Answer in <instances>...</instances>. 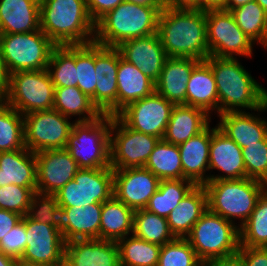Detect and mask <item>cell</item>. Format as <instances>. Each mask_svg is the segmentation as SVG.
<instances>
[{
  "label": "cell",
  "instance_id": "6da1fadb",
  "mask_svg": "<svg viewBox=\"0 0 267 266\" xmlns=\"http://www.w3.org/2000/svg\"><path fill=\"white\" fill-rule=\"evenodd\" d=\"M218 92V115L247 109L267 112V89L262 87L236 58L209 56ZM246 109V110H245Z\"/></svg>",
  "mask_w": 267,
  "mask_h": 266
},
{
  "label": "cell",
  "instance_id": "7a4b0ae2",
  "mask_svg": "<svg viewBox=\"0 0 267 266\" xmlns=\"http://www.w3.org/2000/svg\"><path fill=\"white\" fill-rule=\"evenodd\" d=\"M157 34L168 57H190L200 61L209 57L205 11L161 10Z\"/></svg>",
  "mask_w": 267,
  "mask_h": 266
},
{
  "label": "cell",
  "instance_id": "3957f363",
  "mask_svg": "<svg viewBox=\"0 0 267 266\" xmlns=\"http://www.w3.org/2000/svg\"><path fill=\"white\" fill-rule=\"evenodd\" d=\"M40 29L56 46L94 42L86 0H40Z\"/></svg>",
  "mask_w": 267,
  "mask_h": 266
},
{
  "label": "cell",
  "instance_id": "277c9868",
  "mask_svg": "<svg viewBox=\"0 0 267 266\" xmlns=\"http://www.w3.org/2000/svg\"><path fill=\"white\" fill-rule=\"evenodd\" d=\"M164 7L123 1L95 23L94 42L116 48L124 41L156 34Z\"/></svg>",
  "mask_w": 267,
  "mask_h": 266
},
{
  "label": "cell",
  "instance_id": "5b68a950",
  "mask_svg": "<svg viewBox=\"0 0 267 266\" xmlns=\"http://www.w3.org/2000/svg\"><path fill=\"white\" fill-rule=\"evenodd\" d=\"M207 192L208 209L239 228L248 220L257 200L267 184L252 178L208 181L203 185ZM240 219V224L235 223Z\"/></svg>",
  "mask_w": 267,
  "mask_h": 266
},
{
  "label": "cell",
  "instance_id": "8992f818",
  "mask_svg": "<svg viewBox=\"0 0 267 266\" xmlns=\"http://www.w3.org/2000/svg\"><path fill=\"white\" fill-rule=\"evenodd\" d=\"M202 262H213L237 255L239 227L207 209L185 237Z\"/></svg>",
  "mask_w": 267,
  "mask_h": 266
},
{
  "label": "cell",
  "instance_id": "52a82bcc",
  "mask_svg": "<svg viewBox=\"0 0 267 266\" xmlns=\"http://www.w3.org/2000/svg\"><path fill=\"white\" fill-rule=\"evenodd\" d=\"M112 115L102 114L88 122H75L65 149L79 168L110 167Z\"/></svg>",
  "mask_w": 267,
  "mask_h": 266
},
{
  "label": "cell",
  "instance_id": "ba28073f",
  "mask_svg": "<svg viewBox=\"0 0 267 266\" xmlns=\"http://www.w3.org/2000/svg\"><path fill=\"white\" fill-rule=\"evenodd\" d=\"M56 45L41 29L30 33L0 34V52L10 74L47 69Z\"/></svg>",
  "mask_w": 267,
  "mask_h": 266
},
{
  "label": "cell",
  "instance_id": "9c48e42d",
  "mask_svg": "<svg viewBox=\"0 0 267 266\" xmlns=\"http://www.w3.org/2000/svg\"><path fill=\"white\" fill-rule=\"evenodd\" d=\"M54 95L55 87L47 69L17 71L9 75L5 102L25 115L53 109Z\"/></svg>",
  "mask_w": 267,
  "mask_h": 266
},
{
  "label": "cell",
  "instance_id": "30bf717a",
  "mask_svg": "<svg viewBox=\"0 0 267 266\" xmlns=\"http://www.w3.org/2000/svg\"><path fill=\"white\" fill-rule=\"evenodd\" d=\"M59 207H86L102 204L113 196L111 167L80 168L65 186L55 193Z\"/></svg>",
  "mask_w": 267,
  "mask_h": 266
},
{
  "label": "cell",
  "instance_id": "8fae6325",
  "mask_svg": "<svg viewBox=\"0 0 267 266\" xmlns=\"http://www.w3.org/2000/svg\"><path fill=\"white\" fill-rule=\"evenodd\" d=\"M205 16L209 56L218 58L252 56L255 43L238 27L230 11L207 10Z\"/></svg>",
  "mask_w": 267,
  "mask_h": 266
},
{
  "label": "cell",
  "instance_id": "7c38bea8",
  "mask_svg": "<svg viewBox=\"0 0 267 266\" xmlns=\"http://www.w3.org/2000/svg\"><path fill=\"white\" fill-rule=\"evenodd\" d=\"M160 138L129 128L117 115L110 128V167H144Z\"/></svg>",
  "mask_w": 267,
  "mask_h": 266
},
{
  "label": "cell",
  "instance_id": "4fadbf2b",
  "mask_svg": "<svg viewBox=\"0 0 267 266\" xmlns=\"http://www.w3.org/2000/svg\"><path fill=\"white\" fill-rule=\"evenodd\" d=\"M55 109L24 115V144L33 153L66 147L73 124Z\"/></svg>",
  "mask_w": 267,
  "mask_h": 266
},
{
  "label": "cell",
  "instance_id": "5bb4252c",
  "mask_svg": "<svg viewBox=\"0 0 267 266\" xmlns=\"http://www.w3.org/2000/svg\"><path fill=\"white\" fill-rule=\"evenodd\" d=\"M26 223V249L20 266H57L64 262L65 241L61 229L22 217Z\"/></svg>",
  "mask_w": 267,
  "mask_h": 266
},
{
  "label": "cell",
  "instance_id": "9a60e30c",
  "mask_svg": "<svg viewBox=\"0 0 267 266\" xmlns=\"http://www.w3.org/2000/svg\"><path fill=\"white\" fill-rule=\"evenodd\" d=\"M174 104L154 91L131 102L117 116L131 129L163 139Z\"/></svg>",
  "mask_w": 267,
  "mask_h": 266
},
{
  "label": "cell",
  "instance_id": "2e32d148",
  "mask_svg": "<svg viewBox=\"0 0 267 266\" xmlns=\"http://www.w3.org/2000/svg\"><path fill=\"white\" fill-rule=\"evenodd\" d=\"M121 57L117 48L95 43L97 85L91 100L102 114L112 116L118 114L117 69Z\"/></svg>",
  "mask_w": 267,
  "mask_h": 266
},
{
  "label": "cell",
  "instance_id": "e0dca14e",
  "mask_svg": "<svg viewBox=\"0 0 267 266\" xmlns=\"http://www.w3.org/2000/svg\"><path fill=\"white\" fill-rule=\"evenodd\" d=\"M160 181L144 167L113 170V196L133 211L145 209Z\"/></svg>",
  "mask_w": 267,
  "mask_h": 266
},
{
  "label": "cell",
  "instance_id": "ac0fdd59",
  "mask_svg": "<svg viewBox=\"0 0 267 266\" xmlns=\"http://www.w3.org/2000/svg\"><path fill=\"white\" fill-rule=\"evenodd\" d=\"M37 192L55 194L80 169L77 162L65 149L36 152Z\"/></svg>",
  "mask_w": 267,
  "mask_h": 266
},
{
  "label": "cell",
  "instance_id": "d6986e66",
  "mask_svg": "<svg viewBox=\"0 0 267 266\" xmlns=\"http://www.w3.org/2000/svg\"><path fill=\"white\" fill-rule=\"evenodd\" d=\"M116 48L124 60L134 64L154 83L158 81L168 56L157 33L124 41Z\"/></svg>",
  "mask_w": 267,
  "mask_h": 266
},
{
  "label": "cell",
  "instance_id": "ffe728a7",
  "mask_svg": "<svg viewBox=\"0 0 267 266\" xmlns=\"http://www.w3.org/2000/svg\"><path fill=\"white\" fill-rule=\"evenodd\" d=\"M213 169H218L223 174L209 175V181L246 178L242 148L217 125L211 129L209 171Z\"/></svg>",
  "mask_w": 267,
  "mask_h": 266
},
{
  "label": "cell",
  "instance_id": "44dd1931",
  "mask_svg": "<svg viewBox=\"0 0 267 266\" xmlns=\"http://www.w3.org/2000/svg\"><path fill=\"white\" fill-rule=\"evenodd\" d=\"M64 262L69 266H120L118 246L102 239L66 242Z\"/></svg>",
  "mask_w": 267,
  "mask_h": 266
},
{
  "label": "cell",
  "instance_id": "7402d4cb",
  "mask_svg": "<svg viewBox=\"0 0 267 266\" xmlns=\"http://www.w3.org/2000/svg\"><path fill=\"white\" fill-rule=\"evenodd\" d=\"M211 127L210 124L199 134L178 145L182 162V179H188L196 185L209 181Z\"/></svg>",
  "mask_w": 267,
  "mask_h": 266
},
{
  "label": "cell",
  "instance_id": "603a6c76",
  "mask_svg": "<svg viewBox=\"0 0 267 266\" xmlns=\"http://www.w3.org/2000/svg\"><path fill=\"white\" fill-rule=\"evenodd\" d=\"M199 61L190 57H168L155 83V91L174 105H186L187 83Z\"/></svg>",
  "mask_w": 267,
  "mask_h": 266
},
{
  "label": "cell",
  "instance_id": "cb8c5ba5",
  "mask_svg": "<svg viewBox=\"0 0 267 266\" xmlns=\"http://www.w3.org/2000/svg\"><path fill=\"white\" fill-rule=\"evenodd\" d=\"M60 208L61 233L65 242L100 239L102 204Z\"/></svg>",
  "mask_w": 267,
  "mask_h": 266
},
{
  "label": "cell",
  "instance_id": "d4e9b609",
  "mask_svg": "<svg viewBox=\"0 0 267 266\" xmlns=\"http://www.w3.org/2000/svg\"><path fill=\"white\" fill-rule=\"evenodd\" d=\"M217 116L220 118L217 127L241 148L259 144L267 136L265 117L246 111L227 112Z\"/></svg>",
  "mask_w": 267,
  "mask_h": 266
},
{
  "label": "cell",
  "instance_id": "484cf974",
  "mask_svg": "<svg viewBox=\"0 0 267 266\" xmlns=\"http://www.w3.org/2000/svg\"><path fill=\"white\" fill-rule=\"evenodd\" d=\"M40 29V0H0V34Z\"/></svg>",
  "mask_w": 267,
  "mask_h": 266
},
{
  "label": "cell",
  "instance_id": "4316f807",
  "mask_svg": "<svg viewBox=\"0 0 267 266\" xmlns=\"http://www.w3.org/2000/svg\"><path fill=\"white\" fill-rule=\"evenodd\" d=\"M204 109L185 104L174 105L163 140L175 145L202 132L211 120Z\"/></svg>",
  "mask_w": 267,
  "mask_h": 266
},
{
  "label": "cell",
  "instance_id": "83f0119b",
  "mask_svg": "<svg viewBox=\"0 0 267 266\" xmlns=\"http://www.w3.org/2000/svg\"><path fill=\"white\" fill-rule=\"evenodd\" d=\"M10 184L37 187L36 154L26 147L0 152V187Z\"/></svg>",
  "mask_w": 267,
  "mask_h": 266
},
{
  "label": "cell",
  "instance_id": "f1b7e54d",
  "mask_svg": "<svg viewBox=\"0 0 267 266\" xmlns=\"http://www.w3.org/2000/svg\"><path fill=\"white\" fill-rule=\"evenodd\" d=\"M207 209L205 187L196 185L167 217L168 226L173 235L185 238Z\"/></svg>",
  "mask_w": 267,
  "mask_h": 266
},
{
  "label": "cell",
  "instance_id": "f546056e",
  "mask_svg": "<svg viewBox=\"0 0 267 266\" xmlns=\"http://www.w3.org/2000/svg\"><path fill=\"white\" fill-rule=\"evenodd\" d=\"M186 105L204 109L209 115L217 111L218 92L210 65L199 61L193 68L186 91Z\"/></svg>",
  "mask_w": 267,
  "mask_h": 266
},
{
  "label": "cell",
  "instance_id": "4dcf8cb0",
  "mask_svg": "<svg viewBox=\"0 0 267 266\" xmlns=\"http://www.w3.org/2000/svg\"><path fill=\"white\" fill-rule=\"evenodd\" d=\"M117 86L118 113L131 102L149 96L155 91V83L122 57L117 69Z\"/></svg>",
  "mask_w": 267,
  "mask_h": 266
},
{
  "label": "cell",
  "instance_id": "1f68e13d",
  "mask_svg": "<svg viewBox=\"0 0 267 266\" xmlns=\"http://www.w3.org/2000/svg\"><path fill=\"white\" fill-rule=\"evenodd\" d=\"M133 215L134 211L114 196L103 202L100 239L117 242L131 235L133 233Z\"/></svg>",
  "mask_w": 267,
  "mask_h": 266
},
{
  "label": "cell",
  "instance_id": "d6a6232c",
  "mask_svg": "<svg viewBox=\"0 0 267 266\" xmlns=\"http://www.w3.org/2000/svg\"><path fill=\"white\" fill-rule=\"evenodd\" d=\"M53 109L68 118L78 116L75 122H88L102 115L91 98L77 86L55 88Z\"/></svg>",
  "mask_w": 267,
  "mask_h": 266
},
{
  "label": "cell",
  "instance_id": "836d02e7",
  "mask_svg": "<svg viewBox=\"0 0 267 266\" xmlns=\"http://www.w3.org/2000/svg\"><path fill=\"white\" fill-rule=\"evenodd\" d=\"M195 186L196 184L188 179L161 180L158 190L149 199L145 209L167 218Z\"/></svg>",
  "mask_w": 267,
  "mask_h": 266
},
{
  "label": "cell",
  "instance_id": "e575fe53",
  "mask_svg": "<svg viewBox=\"0 0 267 266\" xmlns=\"http://www.w3.org/2000/svg\"><path fill=\"white\" fill-rule=\"evenodd\" d=\"M144 168L160 180L182 179V162L178 145L160 139Z\"/></svg>",
  "mask_w": 267,
  "mask_h": 266
},
{
  "label": "cell",
  "instance_id": "d590c367",
  "mask_svg": "<svg viewBox=\"0 0 267 266\" xmlns=\"http://www.w3.org/2000/svg\"><path fill=\"white\" fill-rule=\"evenodd\" d=\"M230 12L244 34L267 50V13L264 9L255 0H252Z\"/></svg>",
  "mask_w": 267,
  "mask_h": 266
},
{
  "label": "cell",
  "instance_id": "8d00e7d4",
  "mask_svg": "<svg viewBox=\"0 0 267 266\" xmlns=\"http://www.w3.org/2000/svg\"><path fill=\"white\" fill-rule=\"evenodd\" d=\"M120 266H157L160 245L128 235L116 242Z\"/></svg>",
  "mask_w": 267,
  "mask_h": 266
},
{
  "label": "cell",
  "instance_id": "74e56055",
  "mask_svg": "<svg viewBox=\"0 0 267 266\" xmlns=\"http://www.w3.org/2000/svg\"><path fill=\"white\" fill-rule=\"evenodd\" d=\"M47 70L55 88L77 86L76 45L56 46Z\"/></svg>",
  "mask_w": 267,
  "mask_h": 266
},
{
  "label": "cell",
  "instance_id": "f35d334b",
  "mask_svg": "<svg viewBox=\"0 0 267 266\" xmlns=\"http://www.w3.org/2000/svg\"><path fill=\"white\" fill-rule=\"evenodd\" d=\"M132 234L160 246L176 238L168 226L167 218L146 209L134 211Z\"/></svg>",
  "mask_w": 267,
  "mask_h": 266
},
{
  "label": "cell",
  "instance_id": "ab89813d",
  "mask_svg": "<svg viewBox=\"0 0 267 266\" xmlns=\"http://www.w3.org/2000/svg\"><path fill=\"white\" fill-rule=\"evenodd\" d=\"M25 148L24 115L0 101V152Z\"/></svg>",
  "mask_w": 267,
  "mask_h": 266
},
{
  "label": "cell",
  "instance_id": "60d3db41",
  "mask_svg": "<svg viewBox=\"0 0 267 266\" xmlns=\"http://www.w3.org/2000/svg\"><path fill=\"white\" fill-rule=\"evenodd\" d=\"M239 231L240 246L267 248V189Z\"/></svg>",
  "mask_w": 267,
  "mask_h": 266
},
{
  "label": "cell",
  "instance_id": "b9f144b4",
  "mask_svg": "<svg viewBox=\"0 0 267 266\" xmlns=\"http://www.w3.org/2000/svg\"><path fill=\"white\" fill-rule=\"evenodd\" d=\"M77 87L90 98L95 94V42L76 45Z\"/></svg>",
  "mask_w": 267,
  "mask_h": 266
},
{
  "label": "cell",
  "instance_id": "7bdbcfd3",
  "mask_svg": "<svg viewBox=\"0 0 267 266\" xmlns=\"http://www.w3.org/2000/svg\"><path fill=\"white\" fill-rule=\"evenodd\" d=\"M201 263L188 240L176 237L161 246L157 266H200Z\"/></svg>",
  "mask_w": 267,
  "mask_h": 266
},
{
  "label": "cell",
  "instance_id": "ee69618b",
  "mask_svg": "<svg viewBox=\"0 0 267 266\" xmlns=\"http://www.w3.org/2000/svg\"><path fill=\"white\" fill-rule=\"evenodd\" d=\"M26 216L41 223L61 229V208L55 194L35 192Z\"/></svg>",
  "mask_w": 267,
  "mask_h": 266
},
{
  "label": "cell",
  "instance_id": "f6af8a7d",
  "mask_svg": "<svg viewBox=\"0 0 267 266\" xmlns=\"http://www.w3.org/2000/svg\"><path fill=\"white\" fill-rule=\"evenodd\" d=\"M37 187H22L15 184L0 187V209L20 214H27L31 198Z\"/></svg>",
  "mask_w": 267,
  "mask_h": 266
},
{
  "label": "cell",
  "instance_id": "bcb514c9",
  "mask_svg": "<svg viewBox=\"0 0 267 266\" xmlns=\"http://www.w3.org/2000/svg\"><path fill=\"white\" fill-rule=\"evenodd\" d=\"M246 178H252L267 184V136L259 142L242 148Z\"/></svg>",
  "mask_w": 267,
  "mask_h": 266
},
{
  "label": "cell",
  "instance_id": "7dc6e473",
  "mask_svg": "<svg viewBox=\"0 0 267 266\" xmlns=\"http://www.w3.org/2000/svg\"><path fill=\"white\" fill-rule=\"evenodd\" d=\"M26 249V223L21 220L0 240V252L21 259Z\"/></svg>",
  "mask_w": 267,
  "mask_h": 266
},
{
  "label": "cell",
  "instance_id": "c3c4849f",
  "mask_svg": "<svg viewBox=\"0 0 267 266\" xmlns=\"http://www.w3.org/2000/svg\"><path fill=\"white\" fill-rule=\"evenodd\" d=\"M237 255L246 266H267V248L239 246Z\"/></svg>",
  "mask_w": 267,
  "mask_h": 266
},
{
  "label": "cell",
  "instance_id": "681fc988",
  "mask_svg": "<svg viewBox=\"0 0 267 266\" xmlns=\"http://www.w3.org/2000/svg\"><path fill=\"white\" fill-rule=\"evenodd\" d=\"M124 0H86L88 12L96 23L102 16L113 10Z\"/></svg>",
  "mask_w": 267,
  "mask_h": 266
},
{
  "label": "cell",
  "instance_id": "f907efd6",
  "mask_svg": "<svg viewBox=\"0 0 267 266\" xmlns=\"http://www.w3.org/2000/svg\"><path fill=\"white\" fill-rule=\"evenodd\" d=\"M21 220L20 214L0 209V240Z\"/></svg>",
  "mask_w": 267,
  "mask_h": 266
},
{
  "label": "cell",
  "instance_id": "816d5d0a",
  "mask_svg": "<svg viewBox=\"0 0 267 266\" xmlns=\"http://www.w3.org/2000/svg\"><path fill=\"white\" fill-rule=\"evenodd\" d=\"M9 90V73L0 52V101H5Z\"/></svg>",
  "mask_w": 267,
  "mask_h": 266
},
{
  "label": "cell",
  "instance_id": "f5cc1de1",
  "mask_svg": "<svg viewBox=\"0 0 267 266\" xmlns=\"http://www.w3.org/2000/svg\"><path fill=\"white\" fill-rule=\"evenodd\" d=\"M165 5L173 9L200 10V0H165Z\"/></svg>",
  "mask_w": 267,
  "mask_h": 266
},
{
  "label": "cell",
  "instance_id": "db71d44e",
  "mask_svg": "<svg viewBox=\"0 0 267 266\" xmlns=\"http://www.w3.org/2000/svg\"><path fill=\"white\" fill-rule=\"evenodd\" d=\"M227 0H200V10H219L224 9Z\"/></svg>",
  "mask_w": 267,
  "mask_h": 266
},
{
  "label": "cell",
  "instance_id": "11a10c76",
  "mask_svg": "<svg viewBox=\"0 0 267 266\" xmlns=\"http://www.w3.org/2000/svg\"><path fill=\"white\" fill-rule=\"evenodd\" d=\"M212 263L215 266H246L244 261L238 255L213 261Z\"/></svg>",
  "mask_w": 267,
  "mask_h": 266
},
{
  "label": "cell",
  "instance_id": "9f6ffc18",
  "mask_svg": "<svg viewBox=\"0 0 267 266\" xmlns=\"http://www.w3.org/2000/svg\"><path fill=\"white\" fill-rule=\"evenodd\" d=\"M124 1L145 6H165V0H124Z\"/></svg>",
  "mask_w": 267,
  "mask_h": 266
},
{
  "label": "cell",
  "instance_id": "6f0895ef",
  "mask_svg": "<svg viewBox=\"0 0 267 266\" xmlns=\"http://www.w3.org/2000/svg\"><path fill=\"white\" fill-rule=\"evenodd\" d=\"M0 266H20L19 261L0 252Z\"/></svg>",
  "mask_w": 267,
  "mask_h": 266
},
{
  "label": "cell",
  "instance_id": "680465c9",
  "mask_svg": "<svg viewBox=\"0 0 267 266\" xmlns=\"http://www.w3.org/2000/svg\"><path fill=\"white\" fill-rule=\"evenodd\" d=\"M249 1H252V0H227L226 6L223 10L231 11L232 9L236 7L247 4Z\"/></svg>",
  "mask_w": 267,
  "mask_h": 266
},
{
  "label": "cell",
  "instance_id": "91938a15",
  "mask_svg": "<svg viewBox=\"0 0 267 266\" xmlns=\"http://www.w3.org/2000/svg\"><path fill=\"white\" fill-rule=\"evenodd\" d=\"M267 13V0H255Z\"/></svg>",
  "mask_w": 267,
  "mask_h": 266
},
{
  "label": "cell",
  "instance_id": "94428289",
  "mask_svg": "<svg viewBox=\"0 0 267 266\" xmlns=\"http://www.w3.org/2000/svg\"><path fill=\"white\" fill-rule=\"evenodd\" d=\"M200 266H215L212 262H202Z\"/></svg>",
  "mask_w": 267,
  "mask_h": 266
},
{
  "label": "cell",
  "instance_id": "6125c7cd",
  "mask_svg": "<svg viewBox=\"0 0 267 266\" xmlns=\"http://www.w3.org/2000/svg\"><path fill=\"white\" fill-rule=\"evenodd\" d=\"M57 266H69L67 263L63 262L62 264H59Z\"/></svg>",
  "mask_w": 267,
  "mask_h": 266
}]
</instances>
